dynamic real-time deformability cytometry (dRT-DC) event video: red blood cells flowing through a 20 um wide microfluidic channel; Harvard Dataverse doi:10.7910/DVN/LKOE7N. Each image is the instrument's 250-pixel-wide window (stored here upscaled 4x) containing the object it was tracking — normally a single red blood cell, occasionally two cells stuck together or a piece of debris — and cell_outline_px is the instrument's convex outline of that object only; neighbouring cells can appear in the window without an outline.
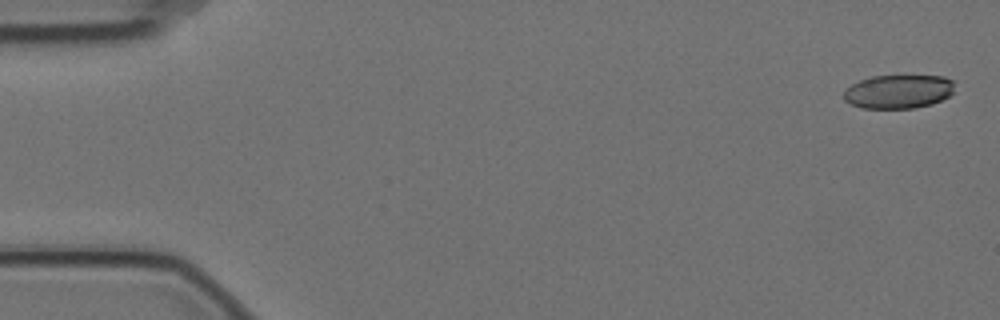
{"species": "Egyptian fruit bat (a non-hibernating species)", "species_latin": "Rousettus aegyptiacus", "temperature_condition": "cold", "stored_images_in_passage": 6, "camera_frame_rate_fps": 3000, "um_per_image_px": 0.085, "animal": {"sex": "female"}, "frame": {"image": 1, "passage_image": 1, "time_ms": 0.0, "image_size_px": [1000, 320], "cell_outline_px": [[952, 92], [948, 96], [932, 104], [916, 108], [860, 108], [844, 100], [844, 88], [860, 80], [872, 76], [944, 76], [952, 80]], "centroid_in_image_um": [76.32, 7.79], "position_along_channel_um": 8.7, "area_um2": 21.73}}